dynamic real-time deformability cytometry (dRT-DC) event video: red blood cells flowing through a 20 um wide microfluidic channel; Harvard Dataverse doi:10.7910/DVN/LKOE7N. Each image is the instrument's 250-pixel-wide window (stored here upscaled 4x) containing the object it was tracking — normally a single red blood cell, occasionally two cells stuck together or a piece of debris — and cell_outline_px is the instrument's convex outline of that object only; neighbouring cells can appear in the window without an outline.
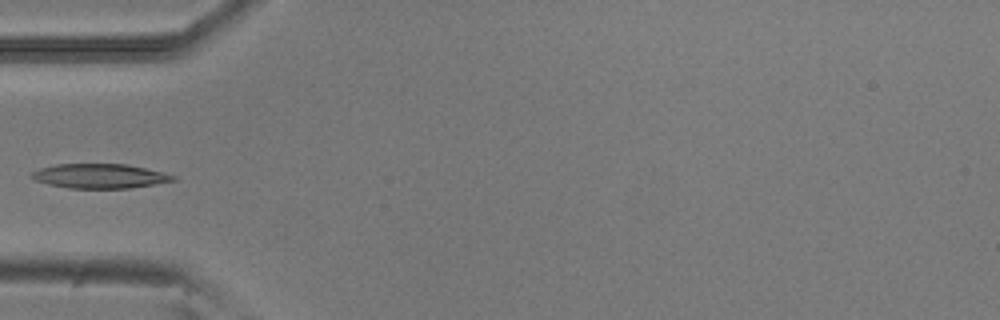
{"species": "common noctule bat (a hibernating species)", "species_latin": "Nyctalus noctula", "temperature_condition": "room temperature", "stored_images_in_passage": 4, "camera_frame_rate_fps": 3000, "um_per_image_px": 0.085, "animal": {"sex": "male", "body_mass_g": 20.5, "forearm_length_mm": 52.5}, "frame": {"image": 1, "passage_image": 4, "time_ms": 1.0, "image_size_px": [1000, 320], "cell_outline_px": [[176, 180], [132, 188], [68, 188], [48, 184], [36, 180], [32, 176], [32, 172], [40, 168], [56, 164], [128, 164], [164, 172], [176, 176]], "centroid_in_image_um": [8.52, 14.96], "position_along_channel_um": 76.5, "area_um2": 20.11}}